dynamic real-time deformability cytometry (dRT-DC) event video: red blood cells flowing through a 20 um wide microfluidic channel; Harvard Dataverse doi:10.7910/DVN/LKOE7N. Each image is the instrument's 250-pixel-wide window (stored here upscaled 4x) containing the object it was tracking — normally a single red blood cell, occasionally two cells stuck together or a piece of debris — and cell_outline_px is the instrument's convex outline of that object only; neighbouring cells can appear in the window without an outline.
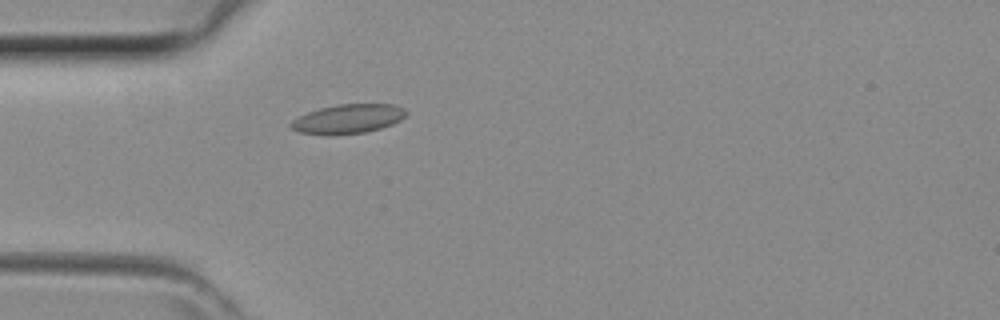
{"species": "common noctule bat (a hibernating species)", "species_latin": "Nyctalus noctula", "temperature_condition": "room temperature", "stored_images_in_passage": 38, "camera_frame_rate_fps": 3000, "um_per_image_px": 0.085, "animal": {"sex": "female", "body_mass_g": 29.2, "forearm_length_mm": 56.3}, "frame": {"image": 1, "passage_image": 8, "time_ms": 2.333, "image_size_px": [1000, 320], "cell_outline_px": [[408, 112], [400, 120], [392, 124], [380, 128], [364, 132], [300, 132], [292, 128], [288, 124], [292, 120], [308, 112], [320, 108], [336, 104], [396, 104], [404, 108]], "centroid_in_image_um": [29.65, 10.04], "position_along_channel_um": 55.4, "area_um2": 18.79}}
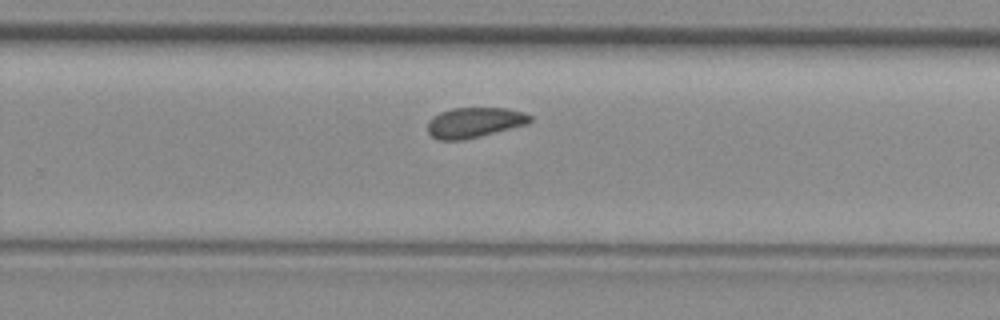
{"frame": {"image": 2, "passage_image": 23, "time_ms": 7.333, "image_size_px": [1000, 320], "cell_outline_px": [[532, 120], [528, 124], [480, 136], [460, 140], [440, 140], [432, 136], [428, 132], [428, 120], [432, 116], [440, 112], [452, 108], [508, 108], [524, 112], [532, 116]], "centroid_in_image_um": [40.33, 10.4], "position_along_channel_um": 289.5, "area_um2": 18.09}}
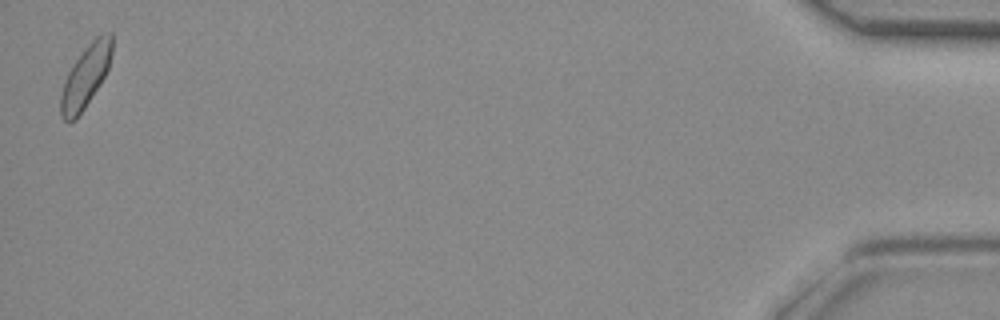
{"frame": {"image": 3, "passage_image": 38, "time_ms": 12.333, "image_size_px": [1000, 320], "cell_outline_px": [[112, 52], [108, 68], [100, 84], [76, 120], [64, 120], [60, 116], [60, 96], [68, 72], [84, 48], [96, 36], [108, 32], [112, 32]], "centroid_in_image_um": [7.28, 6.49], "position_along_channel_um": 427.9, "area_um2": 18.32}}